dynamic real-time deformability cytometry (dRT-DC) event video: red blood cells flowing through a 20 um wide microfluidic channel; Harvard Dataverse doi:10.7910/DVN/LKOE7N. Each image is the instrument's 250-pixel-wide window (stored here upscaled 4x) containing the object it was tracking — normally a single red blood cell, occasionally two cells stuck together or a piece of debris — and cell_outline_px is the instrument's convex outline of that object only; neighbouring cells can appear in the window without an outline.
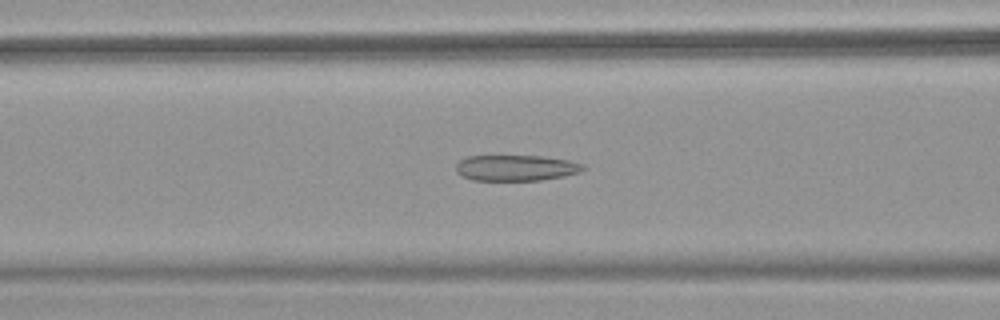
{"species": "common noctule bat (a hibernating species)", "species_latin": "Nyctalus noctula", "temperature_condition": "warm", "stored_images_in_passage": 51, "camera_frame_rate_fps": 3000, "um_per_image_px": 0.085, "animal": {"sex": "female", "body_mass_g": 18.4}, "frame": {"image": 1, "passage_image": 21, "time_ms": 6.667, "image_size_px": [1000, 320], "cell_outline_px": [[588, 168], [580, 172], [564, 176], [540, 180], [472, 180], [456, 172], [456, 164], [464, 156], [540, 156], [568, 160], [584, 164]], "centroid_in_image_um": [43.87, 14.26], "position_along_channel_um": 122.7, "area_um2": 19.19}}
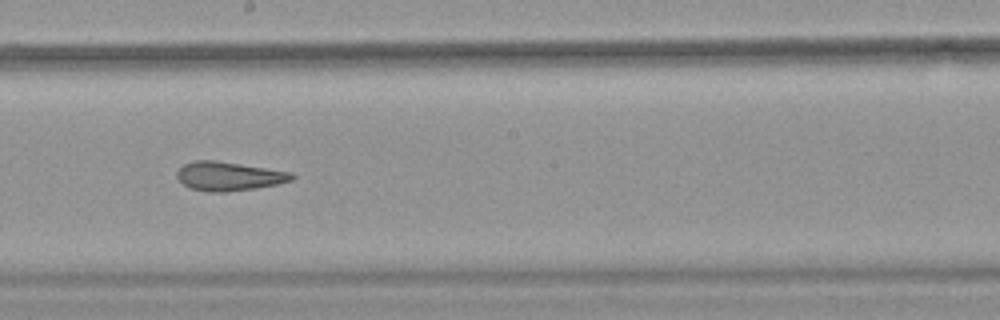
{"frame": {"image": 2, "passage_image": 29, "time_ms": 9.333, "image_size_px": [1000, 320], "cell_outline_px": [[296, 176], [292, 180], [276, 184], [256, 188], [228, 192], [208, 192], [188, 188], [176, 176], [176, 172], [184, 164], [196, 160], [216, 160], [292, 172]], "centroid_in_image_um": [19.44, 14.98], "position_along_channel_um": 228.8, "area_um2": 19.42}}
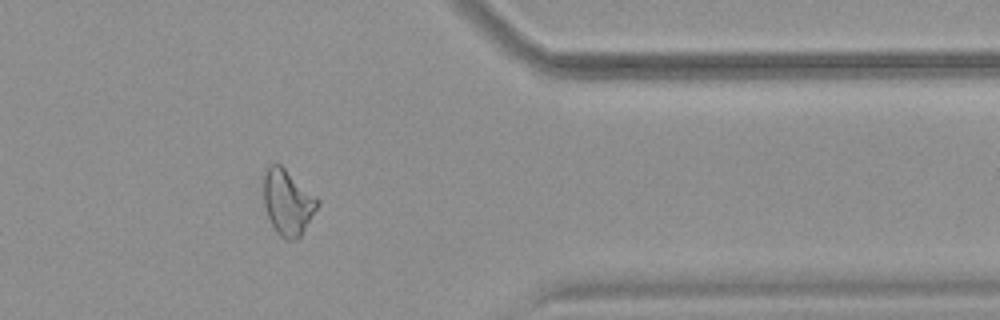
{"frame": {"image": 3, "passage_image": 42, "time_ms": 13.667, "image_size_px": [1000, 320], "cell_outline_px": [[320, 204], [300, 236], [296, 240], [288, 240], [280, 236], [276, 232], [268, 216], [264, 204], [264, 172], [268, 164], [280, 164], [316, 196], [320, 200]], "centroid_in_image_um": [24.46, 17.19], "position_along_channel_um": 386.9, "area_um2": 20.46}, "authors_computed_cell_mechanics": {"area_um2": 21.964, "velocity_mm_per_s": 3.9922, "shape_relaxation_time_tau1_ms": null, "shape_relaxation_time_tau2_ms": 3.0819, "deformation_change_tau1": null, "deformation_change_tau2": 0.1059}}